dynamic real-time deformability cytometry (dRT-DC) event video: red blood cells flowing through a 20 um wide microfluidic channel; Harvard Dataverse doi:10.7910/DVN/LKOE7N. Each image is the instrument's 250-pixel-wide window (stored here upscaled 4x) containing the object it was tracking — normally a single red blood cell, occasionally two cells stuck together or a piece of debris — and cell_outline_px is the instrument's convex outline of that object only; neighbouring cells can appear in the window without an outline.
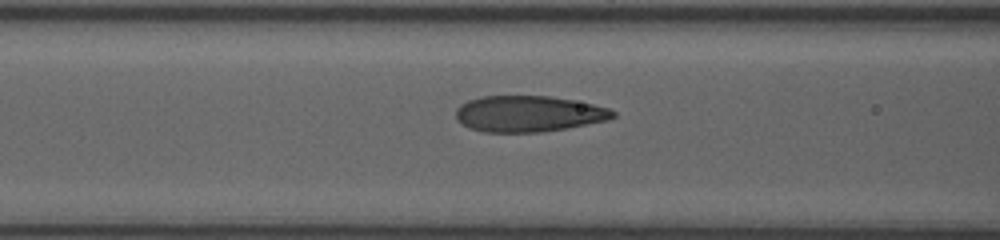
{"species": "human", "species_latin": "Homo sapiens", "temperature_condition": "room temperature", "stored_images_in_passage": 35, "camera_frame_rate_fps": 3000, "um_per_image_px": 0.085, "donor": {"sex": "female"}, "frame": {"image": 1, "passage_image": 6, "time_ms": 1.667, "image_size_px": [1000, 240], "cell_outline_px": [[616, 116], [608, 120], [564, 128], [540, 132], [484, 132], [468, 128], [456, 120], [456, 108], [460, 104], [468, 100], [480, 96], [552, 96], [592, 104], [608, 108], [616, 112]], "centroid_in_image_um": [44.88, 9.67], "position_along_channel_um": 121.7, "area_um2": 33.06}}
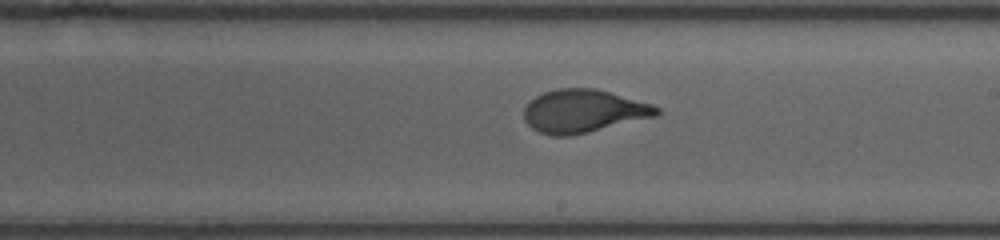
{"frame": {"image": 2, "passage_image": 15, "time_ms": 4.667, "image_size_px": [1000, 240], "cell_outline_px": [[660, 112], [656, 116], [572, 136], [552, 136], [540, 132], [532, 128], [524, 120], [524, 108], [536, 96], [544, 92], [556, 88], [596, 88], [652, 104], [660, 108]], "centroid_in_image_um": [49.59, 9.44], "position_along_channel_um": 239.4, "area_um2": 33.23}}
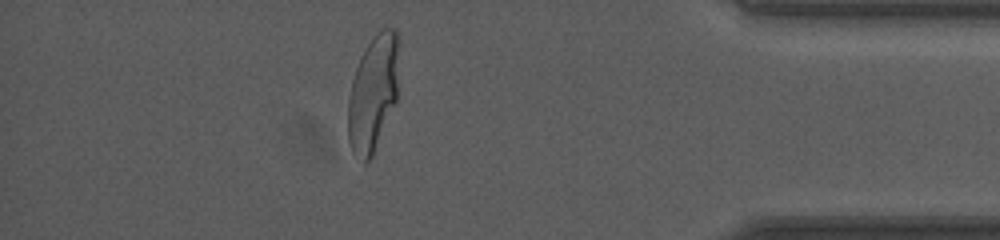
{"frame": {"image": 3, "passage_image": 30, "time_ms": 9.667, "image_size_px": [1000, 240], "cell_outline_px": [[400, 44], [396, 100], [372, 156], [364, 164], [352, 152], [348, 140], [348, 96], [352, 80], [360, 56], [372, 36], [380, 28], [392, 28], [396, 32], [400, 40]], "centroid_in_image_um": [31.71, 7.86], "position_along_channel_um": 403.5, "area_um2": 34.8}}